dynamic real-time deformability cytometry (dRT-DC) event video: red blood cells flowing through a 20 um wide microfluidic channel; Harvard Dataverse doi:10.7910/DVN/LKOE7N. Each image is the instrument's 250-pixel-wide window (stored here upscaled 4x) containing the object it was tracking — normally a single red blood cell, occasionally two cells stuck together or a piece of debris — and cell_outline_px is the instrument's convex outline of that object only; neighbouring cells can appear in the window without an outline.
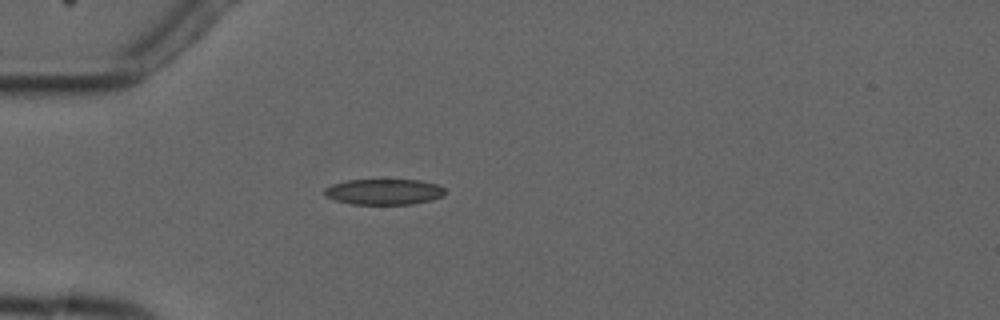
{"species": "common noctule bat (a hibernating species)", "species_latin": "Nyctalus noctula", "temperature_condition": "cold", "stored_images_in_passage": 2, "camera_frame_rate_fps": 3000, "um_per_image_px": 0.085, "animal": {"sex": "male", "forearm_length_mm": 52.5}, "frame": {"image": 1, "passage_image": 2, "time_ms": 1.333, "image_size_px": [1000, 320], "cell_outline_px": [[448, 192], [444, 196], [412, 204], [352, 204], [336, 200], [324, 196], [324, 188], [332, 184], [348, 180], [420, 180], [436, 184], [444, 188]], "centroid_in_image_um": [32.64, 16.3], "position_along_channel_um": 52.4, "area_um2": 18.09}}